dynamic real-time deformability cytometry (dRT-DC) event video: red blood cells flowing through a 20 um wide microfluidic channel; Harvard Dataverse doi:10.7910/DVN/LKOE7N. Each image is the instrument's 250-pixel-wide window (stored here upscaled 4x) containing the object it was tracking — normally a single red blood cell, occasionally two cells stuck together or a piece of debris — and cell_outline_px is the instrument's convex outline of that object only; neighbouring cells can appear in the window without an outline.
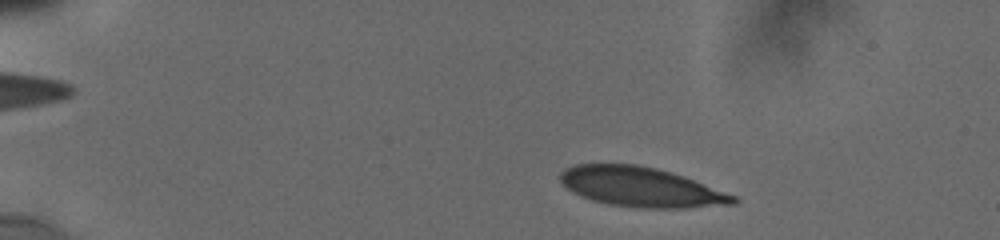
{"species": "human", "species_latin": "Homo sapiens", "temperature_condition": "cold", "stored_images_in_passage": 16, "camera_frame_rate_fps": 3000, "um_per_image_px": 0.085, "donor": {"sex": "male"}, "frame": {"image": 1, "passage_image": 2, "time_ms": 0.667, "image_size_px": [1000, 240], "cell_outline_px": [[740, 200], [736, 204], [684, 208], [640, 208], [608, 204], [592, 200], [580, 196], [572, 192], [560, 180], [560, 172], [564, 168], [572, 164], [636, 164], [656, 168], [672, 172], [684, 176], [736, 196]], "centroid_in_image_um": [54.48, 15.9], "position_along_channel_um": 30.5, "area_um2": 40.17}}
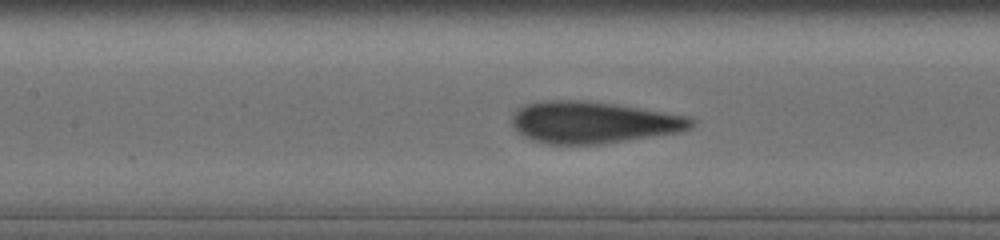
{"frame": {"image": 2, "passage_image": 11, "time_ms": 6.333, "image_size_px": [1000, 240], "cell_outline_px": [[696, 124], [692, 128], [680, 132], [604, 144], [544, 144], [532, 140], [516, 132], [512, 124], [512, 116], [520, 108], [528, 104], [544, 100], [576, 100], [612, 104], [688, 116], [696, 120]], "centroid_in_image_um": [50.44, 10.42], "position_along_channel_um": 157.0, "area_um2": 43.58}}
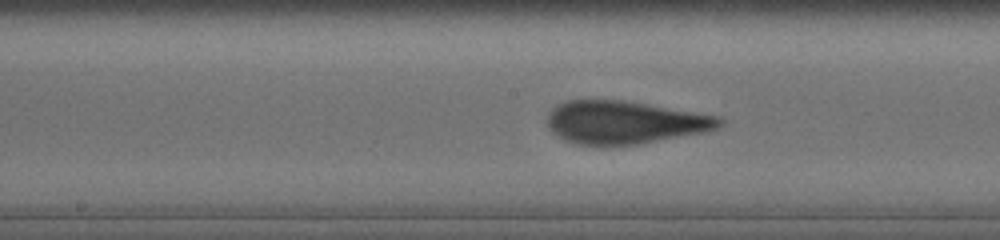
{"frame": {"image": 3, "passage_image": 14, "time_ms": 7.333, "image_size_px": [1000, 240], "cell_outline_px": [[724, 124], [708, 132], [640, 144], [576, 144], [564, 140], [552, 132], [548, 128], [548, 112], [552, 108], [568, 100], [624, 100], [720, 116], [724, 120]], "centroid_in_image_um": [53.14, 10.39], "position_along_channel_um": 195.1, "area_um2": 43.06}}